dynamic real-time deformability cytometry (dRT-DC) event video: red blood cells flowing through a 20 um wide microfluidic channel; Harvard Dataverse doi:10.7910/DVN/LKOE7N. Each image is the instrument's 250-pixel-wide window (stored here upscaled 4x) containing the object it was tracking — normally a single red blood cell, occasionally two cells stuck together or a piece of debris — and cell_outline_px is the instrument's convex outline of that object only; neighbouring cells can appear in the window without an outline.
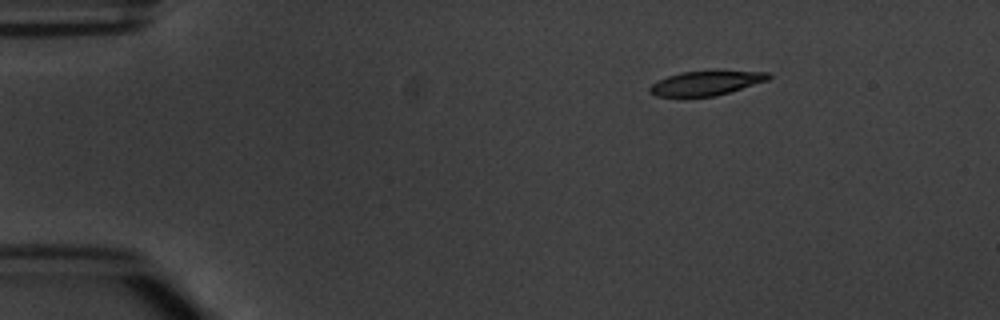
{"species": "common noctule bat (a hibernating species)", "species_latin": "Nyctalus noctula", "temperature_condition": "warm", "stored_images_in_passage": 4, "camera_frame_rate_fps": 3000, "um_per_image_px": 0.085, "animal": {"sex": "male", "body_mass_g": 20.1, "forearm_length_mm": 53.5}, "frame": {"image": 1, "passage_image": 1, "time_ms": 0.0, "image_size_px": [1000, 320], "cell_outline_px": [[772, 76], [768, 80], [716, 96], [656, 96], [648, 92], [648, 88], [652, 84], [668, 76], [680, 72], [716, 68], [768, 72]], "centroid_in_image_um": [60.07, 7.0], "position_along_channel_um": 24.9, "area_um2": 17.57}}
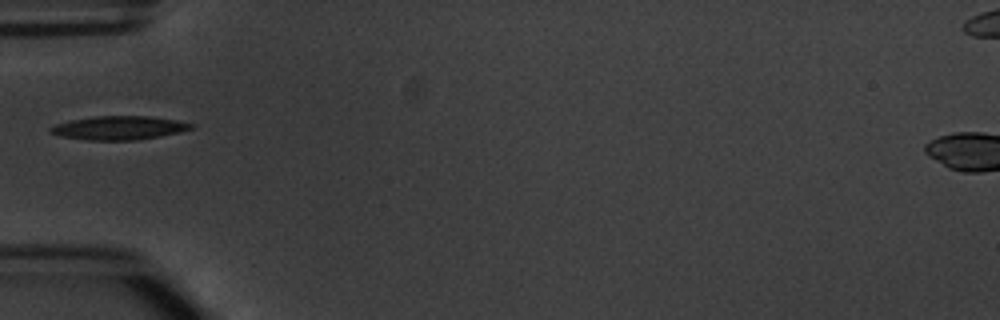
{"frame": {"image": 2, "passage_image": 4, "time_ms": 3.333, "image_size_px": [1000, 320], "cell_outline_px": [[196, 124], [192, 128], [180, 132], [160, 136], [136, 140], [88, 140], [60, 136], [48, 132], [48, 128], [56, 124], [72, 120], [92, 116], [148, 116], [176, 120]], "centroid_in_image_um": [10.1, 10.87], "position_along_channel_um": 74.9, "area_um2": 19.42}}